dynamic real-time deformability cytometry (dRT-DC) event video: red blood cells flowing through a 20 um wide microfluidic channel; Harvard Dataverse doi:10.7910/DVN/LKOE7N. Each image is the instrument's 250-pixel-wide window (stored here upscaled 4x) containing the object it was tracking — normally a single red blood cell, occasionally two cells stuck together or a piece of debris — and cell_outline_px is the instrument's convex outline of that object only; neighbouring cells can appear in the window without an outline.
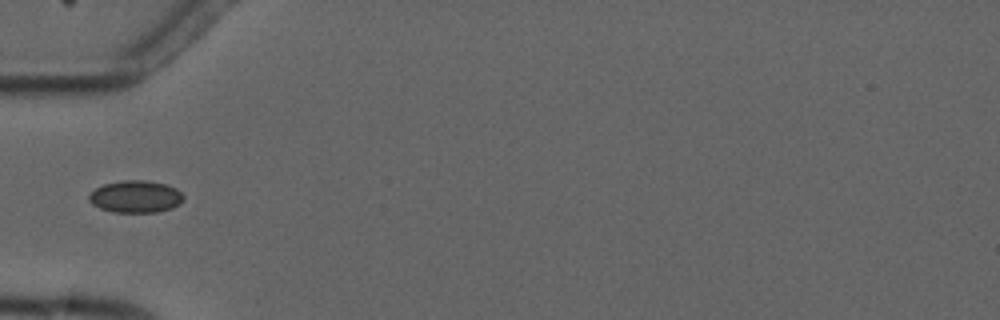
{"species": "common noctule bat (a hibernating species)", "species_latin": "Nyctalus noctula", "temperature_condition": "cold", "stored_images_in_passage": 2, "camera_frame_rate_fps": 3000, "um_per_image_px": 0.085, "animal": {"sex": "male", "forearm_length_mm": 52.5}, "frame": {"image": 1, "passage_image": 2, "time_ms": 1.0, "image_size_px": [1000, 320], "cell_outline_px": [[184, 200], [180, 204], [172, 208], [156, 212], [112, 212], [100, 208], [92, 204], [88, 200], [88, 196], [96, 188], [104, 184], [124, 180], [144, 180], [164, 184], [176, 188], [184, 196]], "centroid_in_image_um": [11.53, 16.72], "position_along_channel_um": 73.5, "area_um2": 17.69}}